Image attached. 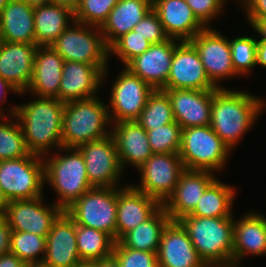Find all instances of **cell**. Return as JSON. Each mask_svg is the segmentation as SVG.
I'll return each mask as SVG.
<instances>
[{
    "instance_id": "ffe728a7",
    "label": "cell",
    "mask_w": 266,
    "mask_h": 267,
    "mask_svg": "<svg viewBox=\"0 0 266 267\" xmlns=\"http://www.w3.org/2000/svg\"><path fill=\"white\" fill-rule=\"evenodd\" d=\"M157 259L159 267H208L178 221H170L164 228Z\"/></svg>"
},
{
    "instance_id": "7bdbcfd3",
    "label": "cell",
    "mask_w": 266,
    "mask_h": 267,
    "mask_svg": "<svg viewBox=\"0 0 266 267\" xmlns=\"http://www.w3.org/2000/svg\"><path fill=\"white\" fill-rule=\"evenodd\" d=\"M196 18L207 28L225 8L226 0H185Z\"/></svg>"
},
{
    "instance_id": "277c9868",
    "label": "cell",
    "mask_w": 266,
    "mask_h": 267,
    "mask_svg": "<svg viewBox=\"0 0 266 267\" xmlns=\"http://www.w3.org/2000/svg\"><path fill=\"white\" fill-rule=\"evenodd\" d=\"M100 98L65 103L62 121V147L77 148L82 144L111 134L108 107ZM107 129V130H106Z\"/></svg>"
},
{
    "instance_id": "d6a6232c",
    "label": "cell",
    "mask_w": 266,
    "mask_h": 267,
    "mask_svg": "<svg viewBox=\"0 0 266 267\" xmlns=\"http://www.w3.org/2000/svg\"><path fill=\"white\" fill-rule=\"evenodd\" d=\"M76 239L82 261H95L113 254L115 240L104 231L76 225Z\"/></svg>"
},
{
    "instance_id": "11a10c76",
    "label": "cell",
    "mask_w": 266,
    "mask_h": 267,
    "mask_svg": "<svg viewBox=\"0 0 266 267\" xmlns=\"http://www.w3.org/2000/svg\"><path fill=\"white\" fill-rule=\"evenodd\" d=\"M25 267H52L44 261L26 263Z\"/></svg>"
},
{
    "instance_id": "9f6ffc18",
    "label": "cell",
    "mask_w": 266,
    "mask_h": 267,
    "mask_svg": "<svg viewBox=\"0 0 266 267\" xmlns=\"http://www.w3.org/2000/svg\"><path fill=\"white\" fill-rule=\"evenodd\" d=\"M76 267H97L95 261H81Z\"/></svg>"
},
{
    "instance_id": "8fae6325",
    "label": "cell",
    "mask_w": 266,
    "mask_h": 267,
    "mask_svg": "<svg viewBox=\"0 0 266 267\" xmlns=\"http://www.w3.org/2000/svg\"><path fill=\"white\" fill-rule=\"evenodd\" d=\"M123 68L111 88L108 112L112 124L136 121L155 90L127 68Z\"/></svg>"
},
{
    "instance_id": "1f68e13d",
    "label": "cell",
    "mask_w": 266,
    "mask_h": 267,
    "mask_svg": "<svg viewBox=\"0 0 266 267\" xmlns=\"http://www.w3.org/2000/svg\"><path fill=\"white\" fill-rule=\"evenodd\" d=\"M236 191L233 186L216 178L204 191L190 216L232 217L233 200Z\"/></svg>"
},
{
    "instance_id": "2e32d148",
    "label": "cell",
    "mask_w": 266,
    "mask_h": 267,
    "mask_svg": "<svg viewBox=\"0 0 266 267\" xmlns=\"http://www.w3.org/2000/svg\"><path fill=\"white\" fill-rule=\"evenodd\" d=\"M36 44L2 41L0 44V77L12 85L18 95L26 93L34 73Z\"/></svg>"
},
{
    "instance_id": "816d5d0a",
    "label": "cell",
    "mask_w": 266,
    "mask_h": 267,
    "mask_svg": "<svg viewBox=\"0 0 266 267\" xmlns=\"http://www.w3.org/2000/svg\"><path fill=\"white\" fill-rule=\"evenodd\" d=\"M49 1L50 3L69 7L73 11L76 9L78 2H79V0H49Z\"/></svg>"
},
{
    "instance_id": "5bb4252c",
    "label": "cell",
    "mask_w": 266,
    "mask_h": 267,
    "mask_svg": "<svg viewBox=\"0 0 266 267\" xmlns=\"http://www.w3.org/2000/svg\"><path fill=\"white\" fill-rule=\"evenodd\" d=\"M190 42L197 50L207 76L217 88H223L219 81L238 76L232 64L229 40L220 31L207 27Z\"/></svg>"
},
{
    "instance_id": "7dc6e473",
    "label": "cell",
    "mask_w": 266,
    "mask_h": 267,
    "mask_svg": "<svg viewBox=\"0 0 266 267\" xmlns=\"http://www.w3.org/2000/svg\"><path fill=\"white\" fill-rule=\"evenodd\" d=\"M13 92V93H15V94H17L18 92H17V90L12 86V85H10L7 81H5L4 79H2L1 77H0V108H1V105L3 104V103H5V101L7 100L6 98L7 97H5L6 96V93L7 92ZM8 113H6L5 115H4V113L2 112V110L0 109V116L2 117V116H12V115H7Z\"/></svg>"
},
{
    "instance_id": "f5cc1de1",
    "label": "cell",
    "mask_w": 266,
    "mask_h": 267,
    "mask_svg": "<svg viewBox=\"0 0 266 267\" xmlns=\"http://www.w3.org/2000/svg\"><path fill=\"white\" fill-rule=\"evenodd\" d=\"M9 200L5 197L1 187H0V216H4L6 209L8 207Z\"/></svg>"
},
{
    "instance_id": "e0dca14e",
    "label": "cell",
    "mask_w": 266,
    "mask_h": 267,
    "mask_svg": "<svg viewBox=\"0 0 266 267\" xmlns=\"http://www.w3.org/2000/svg\"><path fill=\"white\" fill-rule=\"evenodd\" d=\"M171 101L175 121L183 128L209 126L215 90L161 89Z\"/></svg>"
},
{
    "instance_id": "f1b7e54d",
    "label": "cell",
    "mask_w": 266,
    "mask_h": 267,
    "mask_svg": "<svg viewBox=\"0 0 266 267\" xmlns=\"http://www.w3.org/2000/svg\"><path fill=\"white\" fill-rule=\"evenodd\" d=\"M2 41L36 44L34 7L25 0H10L0 14Z\"/></svg>"
},
{
    "instance_id": "680465c9",
    "label": "cell",
    "mask_w": 266,
    "mask_h": 267,
    "mask_svg": "<svg viewBox=\"0 0 266 267\" xmlns=\"http://www.w3.org/2000/svg\"><path fill=\"white\" fill-rule=\"evenodd\" d=\"M2 43L1 33H0V44Z\"/></svg>"
},
{
    "instance_id": "6da1fadb",
    "label": "cell",
    "mask_w": 266,
    "mask_h": 267,
    "mask_svg": "<svg viewBox=\"0 0 266 267\" xmlns=\"http://www.w3.org/2000/svg\"><path fill=\"white\" fill-rule=\"evenodd\" d=\"M35 98L26 104L14 105L8 112L17 119L29 151L47 158L53 147H62L65 103L57 98Z\"/></svg>"
},
{
    "instance_id": "603a6c76",
    "label": "cell",
    "mask_w": 266,
    "mask_h": 267,
    "mask_svg": "<svg viewBox=\"0 0 266 267\" xmlns=\"http://www.w3.org/2000/svg\"><path fill=\"white\" fill-rule=\"evenodd\" d=\"M215 179V174L210 171L185 170L180 175L174 193L162 205L171 221L190 215Z\"/></svg>"
},
{
    "instance_id": "30bf717a",
    "label": "cell",
    "mask_w": 266,
    "mask_h": 267,
    "mask_svg": "<svg viewBox=\"0 0 266 267\" xmlns=\"http://www.w3.org/2000/svg\"><path fill=\"white\" fill-rule=\"evenodd\" d=\"M137 170L141 180L138 186H133L163 205L174 193L185 168L179 153H157Z\"/></svg>"
},
{
    "instance_id": "bcb514c9",
    "label": "cell",
    "mask_w": 266,
    "mask_h": 267,
    "mask_svg": "<svg viewBox=\"0 0 266 267\" xmlns=\"http://www.w3.org/2000/svg\"><path fill=\"white\" fill-rule=\"evenodd\" d=\"M26 263L12 252L0 255V267H25Z\"/></svg>"
},
{
    "instance_id": "83f0119b",
    "label": "cell",
    "mask_w": 266,
    "mask_h": 267,
    "mask_svg": "<svg viewBox=\"0 0 266 267\" xmlns=\"http://www.w3.org/2000/svg\"><path fill=\"white\" fill-rule=\"evenodd\" d=\"M152 8V0H118L100 27L107 47L133 30Z\"/></svg>"
},
{
    "instance_id": "f907efd6",
    "label": "cell",
    "mask_w": 266,
    "mask_h": 267,
    "mask_svg": "<svg viewBox=\"0 0 266 267\" xmlns=\"http://www.w3.org/2000/svg\"><path fill=\"white\" fill-rule=\"evenodd\" d=\"M97 267H121L117 258L112 254L109 257L95 260Z\"/></svg>"
},
{
    "instance_id": "9a60e30c",
    "label": "cell",
    "mask_w": 266,
    "mask_h": 267,
    "mask_svg": "<svg viewBox=\"0 0 266 267\" xmlns=\"http://www.w3.org/2000/svg\"><path fill=\"white\" fill-rule=\"evenodd\" d=\"M162 89L216 90L200 56L190 41H179L173 53L170 74Z\"/></svg>"
},
{
    "instance_id": "6f0895ef",
    "label": "cell",
    "mask_w": 266,
    "mask_h": 267,
    "mask_svg": "<svg viewBox=\"0 0 266 267\" xmlns=\"http://www.w3.org/2000/svg\"><path fill=\"white\" fill-rule=\"evenodd\" d=\"M9 1L10 0H0V14L2 12V9L7 5Z\"/></svg>"
},
{
    "instance_id": "681fc988",
    "label": "cell",
    "mask_w": 266,
    "mask_h": 267,
    "mask_svg": "<svg viewBox=\"0 0 266 267\" xmlns=\"http://www.w3.org/2000/svg\"><path fill=\"white\" fill-rule=\"evenodd\" d=\"M257 65L266 68V41H257Z\"/></svg>"
},
{
    "instance_id": "9c48e42d",
    "label": "cell",
    "mask_w": 266,
    "mask_h": 267,
    "mask_svg": "<svg viewBox=\"0 0 266 267\" xmlns=\"http://www.w3.org/2000/svg\"><path fill=\"white\" fill-rule=\"evenodd\" d=\"M44 184L42 156L0 160V187L9 201L43 196Z\"/></svg>"
},
{
    "instance_id": "d4e9b609",
    "label": "cell",
    "mask_w": 266,
    "mask_h": 267,
    "mask_svg": "<svg viewBox=\"0 0 266 267\" xmlns=\"http://www.w3.org/2000/svg\"><path fill=\"white\" fill-rule=\"evenodd\" d=\"M266 254V217L250 212L234 221L233 226V267H240L242 258L248 255ZM242 267V266H241Z\"/></svg>"
},
{
    "instance_id": "8992f818",
    "label": "cell",
    "mask_w": 266,
    "mask_h": 267,
    "mask_svg": "<svg viewBox=\"0 0 266 267\" xmlns=\"http://www.w3.org/2000/svg\"><path fill=\"white\" fill-rule=\"evenodd\" d=\"M230 152L210 125L182 129L179 155L185 170L221 171Z\"/></svg>"
},
{
    "instance_id": "52a82bcc",
    "label": "cell",
    "mask_w": 266,
    "mask_h": 267,
    "mask_svg": "<svg viewBox=\"0 0 266 267\" xmlns=\"http://www.w3.org/2000/svg\"><path fill=\"white\" fill-rule=\"evenodd\" d=\"M72 26L66 28L51 47L64 61L94 65L104 73L111 56L100 27L76 21Z\"/></svg>"
},
{
    "instance_id": "f6af8a7d",
    "label": "cell",
    "mask_w": 266,
    "mask_h": 267,
    "mask_svg": "<svg viewBox=\"0 0 266 267\" xmlns=\"http://www.w3.org/2000/svg\"><path fill=\"white\" fill-rule=\"evenodd\" d=\"M11 232L7 220L0 216V255L10 251Z\"/></svg>"
},
{
    "instance_id": "db71d44e",
    "label": "cell",
    "mask_w": 266,
    "mask_h": 267,
    "mask_svg": "<svg viewBox=\"0 0 266 267\" xmlns=\"http://www.w3.org/2000/svg\"><path fill=\"white\" fill-rule=\"evenodd\" d=\"M25 1L32 7L42 6L46 5L47 3H50L49 0H25Z\"/></svg>"
},
{
    "instance_id": "b9f144b4",
    "label": "cell",
    "mask_w": 266,
    "mask_h": 267,
    "mask_svg": "<svg viewBox=\"0 0 266 267\" xmlns=\"http://www.w3.org/2000/svg\"><path fill=\"white\" fill-rule=\"evenodd\" d=\"M133 31L148 40L151 44H158L169 40L158 13L152 8L147 15L133 28Z\"/></svg>"
},
{
    "instance_id": "cb8c5ba5",
    "label": "cell",
    "mask_w": 266,
    "mask_h": 267,
    "mask_svg": "<svg viewBox=\"0 0 266 267\" xmlns=\"http://www.w3.org/2000/svg\"><path fill=\"white\" fill-rule=\"evenodd\" d=\"M111 127V135L122 169L133 165L138 169L153 154L148 141L147 131L137 121L116 122Z\"/></svg>"
},
{
    "instance_id": "836d02e7",
    "label": "cell",
    "mask_w": 266,
    "mask_h": 267,
    "mask_svg": "<svg viewBox=\"0 0 266 267\" xmlns=\"http://www.w3.org/2000/svg\"><path fill=\"white\" fill-rule=\"evenodd\" d=\"M136 121L146 131L173 123L175 118L168 94L161 89L154 90Z\"/></svg>"
},
{
    "instance_id": "7402d4cb",
    "label": "cell",
    "mask_w": 266,
    "mask_h": 267,
    "mask_svg": "<svg viewBox=\"0 0 266 267\" xmlns=\"http://www.w3.org/2000/svg\"><path fill=\"white\" fill-rule=\"evenodd\" d=\"M162 205L133 185H125L117 193L116 242L127 232L150 218Z\"/></svg>"
},
{
    "instance_id": "c3c4849f",
    "label": "cell",
    "mask_w": 266,
    "mask_h": 267,
    "mask_svg": "<svg viewBox=\"0 0 266 267\" xmlns=\"http://www.w3.org/2000/svg\"><path fill=\"white\" fill-rule=\"evenodd\" d=\"M248 22L254 31L261 35L257 41H266V20H248Z\"/></svg>"
},
{
    "instance_id": "3957f363",
    "label": "cell",
    "mask_w": 266,
    "mask_h": 267,
    "mask_svg": "<svg viewBox=\"0 0 266 267\" xmlns=\"http://www.w3.org/2000/svg\"><path fill=\"white\" fill-rule=\"evenodd\" d=\"M232 217L186 215L178 222L187 231L194 248L208 267H233Z\"/></svg>"
},
{
    "instance_id": "ab89813d",
    "label": "cell",
    "mask_w": 266,
    "mask_h": 267,
    "mask_svg": "<svg viewBox=\"0 0 266 267\" xmlns=\"http://www.w3.org/2000/svg\"><path fill=\"white\" fill-rule=\"evenodd\" d=\"M151 45L148 40L131 30L109 48V55L116 54L126 66L132 59L147 51Z\"/></svg>"
},
{
    "instance_id": "7a4b0ae2",
    "label": "cell",
    "mask_w": 266,
    "mask_h": 267,
    "mask_svg": "<svg viewBox=\"0 0 266 267\" xmlns=\"http://www.w3.org/2000/svg\"><path fill=\"white\" fill-rule=\"evenodd\" d=\"M265 103L246 91L217 88L213 93L210 127L233 150L255 124Z\"/></svg>"
},
{
    "instance_id": "d6986e66",
    "label": "cell",
    "mask_w": 266,
    "mask_h": 267,
    "mask_svg": "<svg viewBox=\"0 0 266 267\" xmlns=\"http://www.w3.org/2000/svg\"><path fill=\"white\" fill-rule=\"evenodd\" d=\"M94 65L65 61L59 87V100L63 103L96 97L101 82L107 76Z\"/></svg>"
},
{
    "instance_id": "ac0fdd59",
    "label": "cell",
    "mask_w": 266,
    "mask_h": 267,
    "mask_svg": "<svg viewBox=\"0 0 266 267\" xmlns=\"http://www.w3.org/2000/svg\"><path fill=\"white\" fill-rule=\"evenodd\" d=\"M178 41L170 38L165 42L152 44L147 51L132 59L125 68L155 90L162 89L167 83Z\"/></svg>"
},
{
    "instance_id": "d590c367",
    "label": "cell",
    "mask_w": 266,
    "mask_h": 267,
    "mask_svg": "<svg viewBox=\"0 0 266 267\" xmlns=\"http://www.w3.org/2000/svg\"><path fill=\"white\" fill-rule=\"evenodd\" d=\"M46 237L29 232L12 231L10 252L25 263L43 261L46 252Z\"/></svg>"
},
{
    "instance_id": "f546056e",
    "label": "cell",
    "mask_w": 266,
    "mask_h": 267,
    "mask_svg": "<svg viewBox=\"0 0 266 267\" xmlns=\"http://www.w3.org/2000/svg\"><path fill=\"white\" fill-rule=\"evenodd\" d=\"M69 22H75L74 11L69 7L54 3L34 7L36 45L51 46L72 25Z\"/></svg>"
},
{
    "instance_id": "74e56055",
    "label": "cell",
    "mask_w": 266,
    "mask_h": 267,
    "mask_svg": "<svg viewBox=\"0 0 266 267\" xmlns=\"http://www.w3.org/2000/svg\"><path fill=\"white\" fill-rule=\"evenodd\" d=\"M147 135L153 154L179 153L182 127L176 121L148 130Z\"/></svg>"
},
{
    "instance_id": "4dcf8cb0",
    "label": "cell",
    "mask_w": 266,
    "mask_h": 267,
    "mask_svg": "<svg viewBox=\"0 0 266 267\" xmlns=\"http://www.w3.org/2000/svg\"><path fill=\"white\" fill-rule=\"evenodd\" d=\"M170 221L165 208L161 206L144 223L127 232L119 242L127 248L157 253L162 232Z\"/></svg>"
},
{
    "instance_id": "7c38bea8",
    "label": "cell",
    "mask_w": 266,
    "mask_h": 267,
    "mask_svg": "<svg viewBox=\"0 0 266 267\" xmlns=\"http://www.w3.org/2000/svg\"><path fill=\"white\" fill-rule=\"evenodd\" d=\"M89 183L93 187H119L123 169L115 141L109 136L80 145Z\"/></svg>"
},
{
    "instance_id": "60d3db41",
    "label": "cell",
    "mask_w": 266,
    "mask_h": 267,
    "mask_svg": "<svg viewBox=\"0 0 266 267\" xmlns=\"http://www.w3.org/2000/svg\"><path fill=\"white\" fill-rule=\"evenodd\" d=\"M113 255L121 267H159L157 253L127 248L119 241L114 244Z\"/></svg>"
},
{
    "instance_id": "f35d334b",
    "label": "cell",
    "mask_w": 266,
    "mask_h": 267,
    "mask_svg": "<svg viewBox=\"0 0 266 267\" xmlns=\"http://www.w3.org/2000/svg\"><path fill=\"white\" fill-rule=\"evenodd\" d=\"M118 0H79L74 10L76 22L101 27Z\"/></svg>"
},
{
    "instance_id": "4fadbf2b",
    "label": "cell",
    "mask_w": 266,
    "mask_h": 267,
    "mask_svg": "<svg viewBox=\"0 0 266 267\" xmlns=\"http://www.w3.org/2000/svg\"><path fill=\"white\" fill-rule=\"evenodd\" d=\"M43 202V196L9 201L3 217L7 220L12 231L47 236L54 221L63 210L53 202L50 205Z\"/></svg>"
},
{
    "instance_id": "8d00e7d4",
    "label": "cell",
    "mask_w": 266,
    "mask_h": 267,
    "mask_svg": "<svg viewBox=\"0 0 266 267\" xmlns=\"http://www.w3.org/2000/svg\"><path fill=\"white\" fill-rule=\"evenodd\" d=\"M232 64L237 75H248L257 66V39L250 36L229 40Z\"/></svg>"
},
{
    "instance_id": "5b68a950",
    "label": "cell",
    "mask_w": 266,
    "mask_h": 267,
    "mask_svg": "<svg viewBox=\"0 0 266 267\" xmlns=\"http://www.w3.org/2000/svg\"><path fill=\"white\" fill-rule=\"evenodd\" d=\"M60 149L69 153L54 154L48 160L43 156L44 181L57 193L58 201L53 203L65 211L93 186L89 183L81 152L77 148Z\"/></svg>"
},
{
    "instance_id": "4316f807",
    "label": "cell",
    "mask_w": 266,
    "mask_h": 267,
    "mask_svg": "<svg viewBox=\"0 0 266 267\" xmlns=\"http://www.w3.org/2000/svg\"><path fill=\"white\" fill-rule=\"evenodd\" d=\"M63 58L51 46H38L34 58V73L26 92L38 97L59 99V87L64 66Z\"/></svg>"
},
{
    "instance_id": "44dd1931",
    "label": "cell",
    "mask_w": 266,
    "mask_h": 267,
    "mask_svg": "<svg viewBox=\"0 0 266 267\" xmlns=\"http://www.w3.org/2000/svg\"><path fill=\"white\" fill-rule=\"evenodd\" d=\"M43 261L52 267H76L82 261L77 248L76 224L65 211L54 221L46 237Z\"/></svg>"
},
{
    "instance_id": "ee69618b",
    "label": "cell",
    "mask_w": 266,
    "mask_h": 267,
    "mask_svg": "<svg viewBox=\"0 0 266 267\" xmlns=\"http://www.w3.org/2000/svg\"><path fill=\"white\" fill-rule=\"evenodd\" d=\"M247 20H266V0H242Z\"/></svg>"
},
{
    "instance_id": "e575fe53",
    "label": "cell",
    "mask_w": 266,
    "mask_h": 267,
    "mask_svg": "<svg viewBox=\"0 0 266 267\" xmlns=\"http://www.w3.org/2000/svg\"><path fill=\"white\" fill-rule=\"evenodd\" d=\"M11 117L16 123L7 120V116H0V160L19 159L31 154L17 119L14 115Z\"/></svg>"
},
{
    "instance_id": "ba28073f",
    "label": "cell",
    "mask_w": 266,
    "mask_h": 267,
    "mask_svg": "<svg viewBox=\"0 0 266 267\" xmlns=\"http://www.w3.org/2000/svg\"><path fill=\"white\" fill-rule=\"evenodd\" d=\"M122 187H92L65 212L76 225L98 229L116 242L117 193Z\"/></svg>"
},
{
    "instance_id": "484cf974",
    "label": "cell",
    "mask_w": 266,
    "mask_h": 267,
    "mask_svg": "<svg viewBox=\"0 0 266 267\" xmlns=\"http://www.w3.org/2000/svg\"><path fill=\"white\" fill-rule=\"evenodd\" d=\"M169 38L190 41L206 27L196 18L185 0H152Z\"/></svg>"
}]
</instances>
